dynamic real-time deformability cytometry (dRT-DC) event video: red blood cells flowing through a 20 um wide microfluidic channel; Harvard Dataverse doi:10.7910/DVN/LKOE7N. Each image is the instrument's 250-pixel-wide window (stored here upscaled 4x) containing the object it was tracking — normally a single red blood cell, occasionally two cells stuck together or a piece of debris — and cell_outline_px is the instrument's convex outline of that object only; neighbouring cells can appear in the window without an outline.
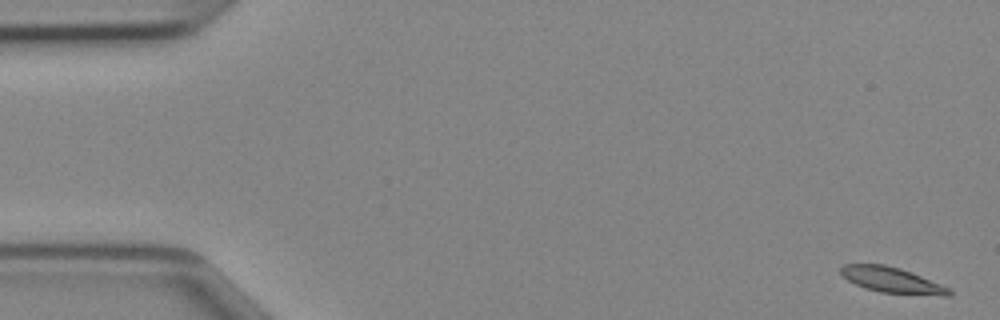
{"species": "Egyptian fruit bat (a non-hibernating species)", "species_latin": "Rousettus aegyptiacus", "temperature_condition": "cold", "stored_images_in_passage": 47, "camera_frame_rate_fps": 3000, "um_per_image_px": 0.085, "animal": {"sex": "female"}, "frame": {"image": 1, "passage_image": 1, "time_ms": 0.0, "image_size_px": [1000, 320], "cell_outline_px": [[952, 296], [944, 296], [880, 292], [864, 288], [840, 276], [840, 268], [844, 264], [884, 264], [900, 268], [940, 284], [948, 288], [952, 292]], "centroid_in_image_um": [75.77, 23.81], "position_along_channel_um": 9.2, "area_um2": 16.07}}
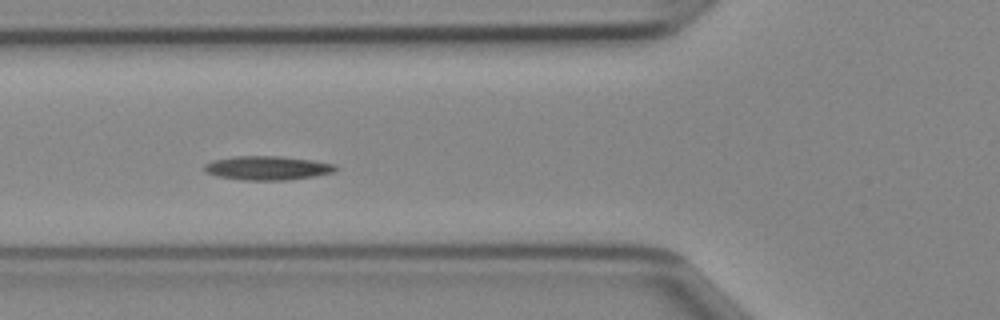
{"frame": {"image": 2, "passage_image": 17, "time_ms": 5.333, "image_size_px": [1000, 320], "cell_outline_px": [[340, 168], [332, 172], [316, 176], [284, 180], [244, 180], [216, 176], [204, 172], [204, 164], [212, 160], [236, 156], [280, 156], [312, 160], [332, 164]], "centroid_in_image_um": [22.69, 14.28], "position_along_channel_um": 103.1, "area_um2": 18.32}}
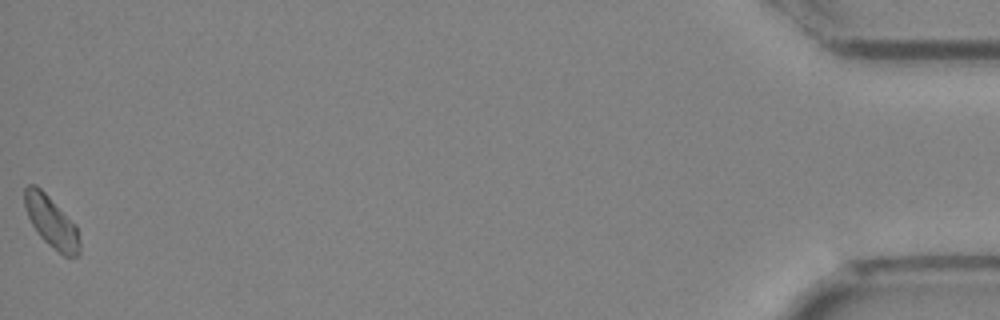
{"frame": {"image": 3, "passage_image": 47, "time_ms": 15.333, "image_size_px": [1000, 320], "cell_outline_px": [[80, 256], [64, 256], [48, 244], [40, 236], [32, 224], [28, 216], [24, 204], [24, 188], [28, 184], [36, 184], [76, 224], [80, 244]], "centroid_in_image_um": [4.37, 18.86], "position_along_channel_um": 430.8, "area_um2": 16.36}}